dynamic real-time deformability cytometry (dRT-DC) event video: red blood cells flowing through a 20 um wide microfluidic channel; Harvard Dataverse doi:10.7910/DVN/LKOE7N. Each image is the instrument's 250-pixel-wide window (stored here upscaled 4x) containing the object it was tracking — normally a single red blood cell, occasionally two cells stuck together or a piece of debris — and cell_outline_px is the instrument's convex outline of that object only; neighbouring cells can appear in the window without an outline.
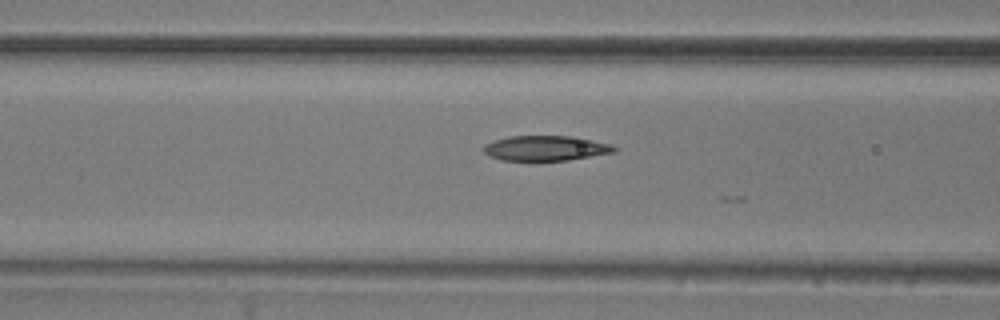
{"species": "common noctule bat (a hibernating species)", "species_latin": "Nyctalus noctula", "temperature_condition": "room temperature", "stored_images_in_passage": 26, "camera_frame_rate_fps": 3000, "um_per_image_px": 0.085, "animal": {"sex": "male", "body_mass_g": 20.5, "forearm_length_mm": 52.5}, "frame": {"image": 1, "passage_image": 22, "time_ms": 7.0, "image_size_px": [1000, 320], "cell_outline_px": [[620, 148], [616, 152], [568, 160], [500, 160], [484, 152], [484, 144], [508, 136], [572, 136], [612, 144]], "centroid_in_image_um": [46.45, 12.59], "position_along_channel_um": 120.2, "area_um2": 19.02}}
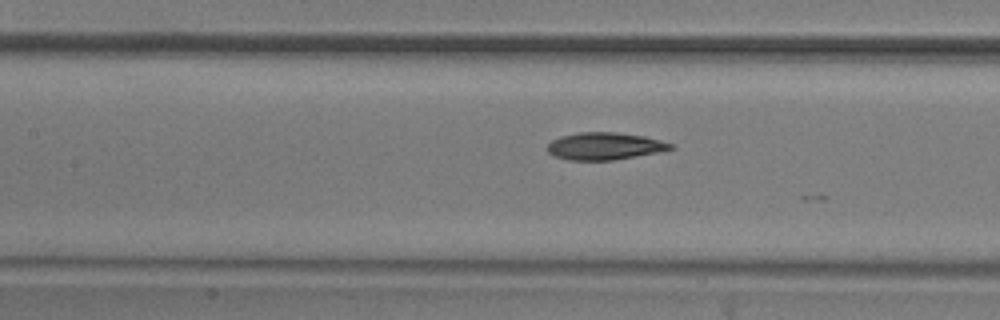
{"frame": {"image": 2, "passage_image": 25, "time_ms": 8.0, "image_size_px": [1000, 320], "cell_outline_px": [[676, 148], [656, 152], [612, 160], [568, 160], [552, 156], [548, 152], [548, 144], [552, 140], [560, 136], [580, 132], [616, 132], [644, 136], [676, 144]], "centroid_in_image_um": [51.39, 12.41], "position_along_channel_um": 156.0, "area_um2": 19.59}}